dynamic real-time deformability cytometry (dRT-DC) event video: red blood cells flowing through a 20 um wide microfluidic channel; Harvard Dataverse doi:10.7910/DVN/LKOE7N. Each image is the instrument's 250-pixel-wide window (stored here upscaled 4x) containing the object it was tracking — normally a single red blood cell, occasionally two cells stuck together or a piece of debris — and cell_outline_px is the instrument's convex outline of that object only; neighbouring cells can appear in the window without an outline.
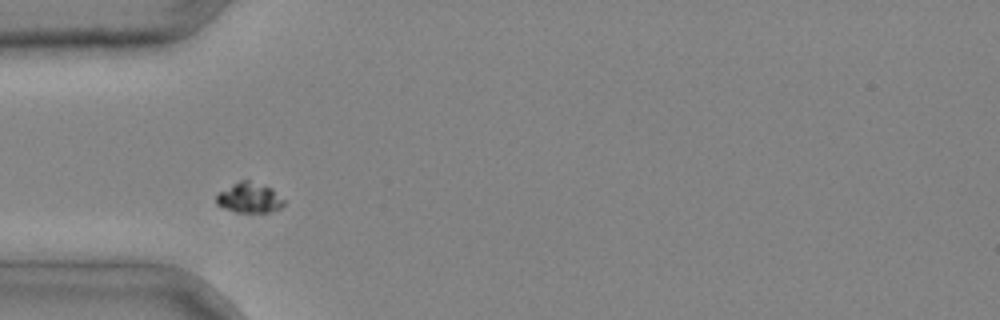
{"species": "common noctule bat (a hibernating species)", "species_latin": "Nyctalus noctula", "temperature_condition": "cold", "stored_images_in_passage": 1, "camera_frame_rate_fps": 3000, "um_per_image_px": 0.085, "animal": {"sex": "male", "body_mass_g": 20.4}, "frame": {"image": 1, "passage_image": 1, "time_ms": 0.0, "image_size_px": [1000, 320], "cell_outline_px": [[284, 204], [280, 208], [268, 212], [236, 212], [224, 208], [216, 204], [216, 196], [220, 192], [232, 184], [240, 180], [248, 180], [272, 188], [284, 200]], "centroid_in_image_um": [21.19, 16.81], "position_along_channel_um": 63.8, "area_um2": 11.73}}